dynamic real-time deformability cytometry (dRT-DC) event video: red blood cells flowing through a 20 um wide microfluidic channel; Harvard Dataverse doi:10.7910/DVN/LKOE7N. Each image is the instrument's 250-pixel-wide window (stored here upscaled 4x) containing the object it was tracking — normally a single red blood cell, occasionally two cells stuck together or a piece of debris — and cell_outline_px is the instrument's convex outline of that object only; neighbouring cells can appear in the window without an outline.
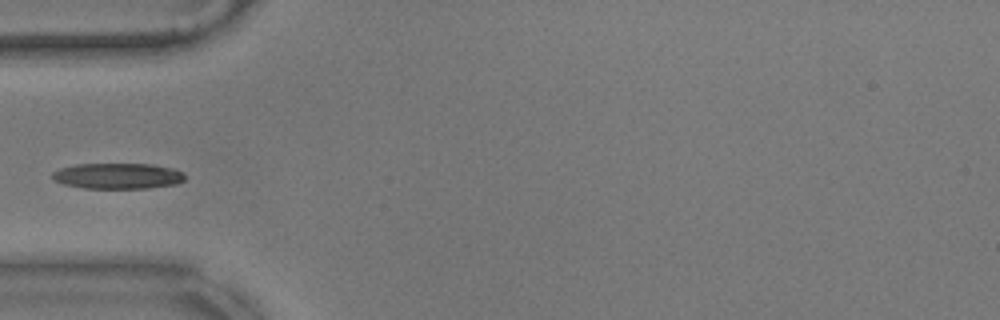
{"species": "common noctule bat (a hibernating species)", "species_latin": "Nyctalus noctula", "temperature_condition": "warm", "stored_images_in_passage": 40, "camera_frame_rate_fps": 3000, "um_per_image_px": 0.085, "animal": {"sex": "male", "body_mass_g": 17.9}, "frame": {"image": 1, "passage_image": 1, "time_ms": 0.0, "image_size_px": [1000, 320], "cell_outline_px": [[188, 176], [184, 180], [176, 184], [148, 188], [84, 188], [64, 184], [56, 180], [52, 176], [52, 172], [60, 168], [76, 164], [152, 164], [176, 168], [184, 172]], "centroid_in_image_um": [10.09, 14.95], "position_along_channel_um": 74.9, "area_um2": 20.06}}
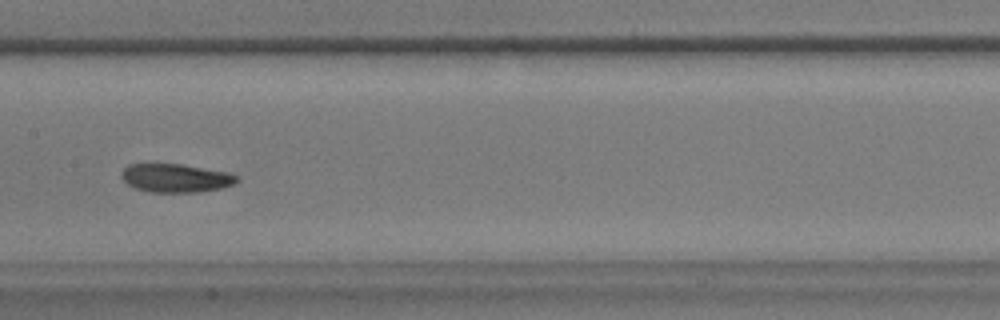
{"frame": {"image": 2, "passage_image": 11, "time_ms": 3.333, "image_size_px": [1000, 320], "cell_outline_px": [[240, 180], [236, 184], [220, 188], [200, 192], [148, 192], [132, 188], [120, 176], [120, 172], [128, 164], [180, 164], [224, 172], [236, 176]], "centroid_in_image_um": [14.88, 15.15], "position_along_channel_um": 192.5, "area_um2": 19.13}}
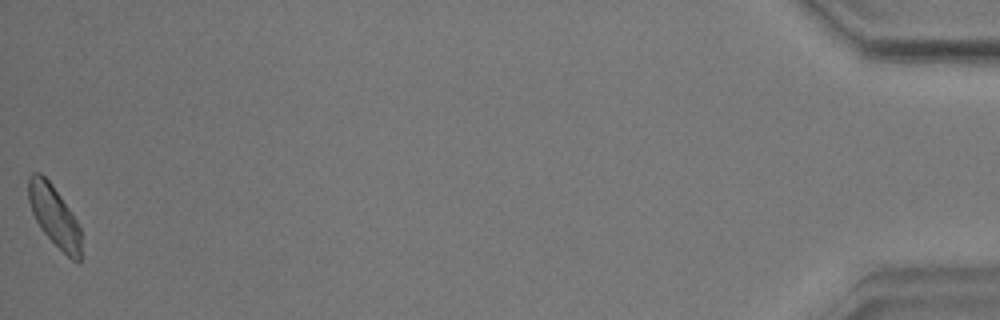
{"frame": {"image": 3, "passage_image": 40, "time_ms": 13.0, "image_size_px": [1000, 320], "cell_outline_px": [[80, 260], [72, 260], [40, 228], [32, 212], [28, 200], [28, 176], [32, 172], [40, 172], [52, 184], [76, 220], [80, 228]], "centroid_in_image_um": [4.57, 18.3], "position_along_channel_um": 430.6, "area_um2": 18.21}}